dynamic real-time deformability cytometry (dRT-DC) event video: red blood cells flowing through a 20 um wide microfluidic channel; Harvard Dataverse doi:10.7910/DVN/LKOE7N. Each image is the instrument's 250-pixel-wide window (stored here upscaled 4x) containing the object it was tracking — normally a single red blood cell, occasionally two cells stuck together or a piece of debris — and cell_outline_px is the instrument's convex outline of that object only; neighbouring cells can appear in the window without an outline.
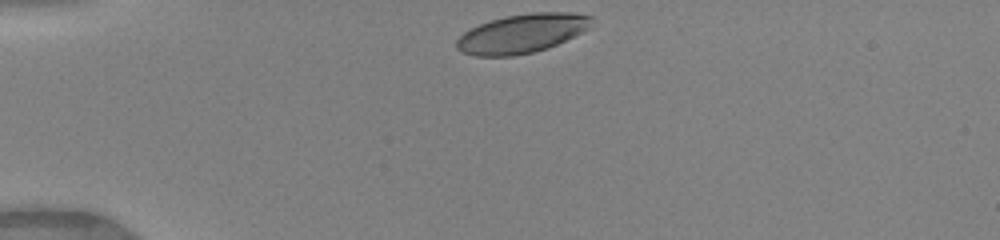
{"species": "human", "species_latin": "Homo sapiens", "temperature_condition": "warm", "stored_images_in_passage": 33, "camera_frame_rate_fps": 3000, "um_per_image_px": 0.085, "donor": {"sex": "female"}, "frame": {"image": 1, "passage_image": 1, "time_ms": 0.0, "image_size_px": [1000, 240], "cell_outline_px": [[592, 20], [588, 28], [556, 44], [532, 52], [512, 56], [476, 56], [460, 52], [456, 48], [456, 40], [468, 28], [504, 16], [532, 12], [568, 12], [592, 16]], "centroid_in_image_um": [44.29, 2.84], "position_along_channel_um": 40.7, "area_um2": 30.35}}
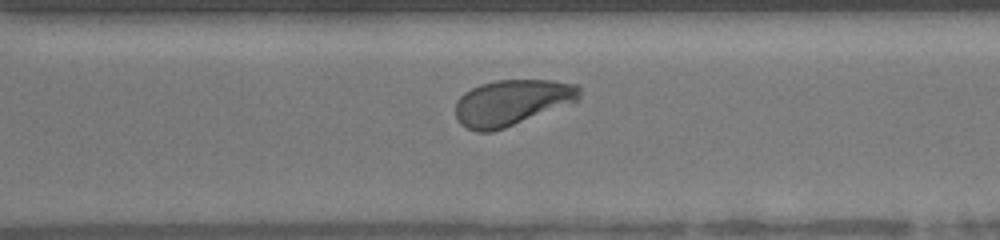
{"frame": {"image": 2, "passage_image": 25, "time_ms": 8.0, "image_size_px": [1000, 240], "cell_outline_px": [[580, 100], [504, 128], [492, 132], [476, 132], [460, 124], [456, 120], [456, 100], [464, 92], [480, 84], [496, 80], [552, 80], [580, 84]], "centroid_in_image_um": [43.5, 8.71], "position_along_channel_um": 327.1, "area_um2": 33.29}}
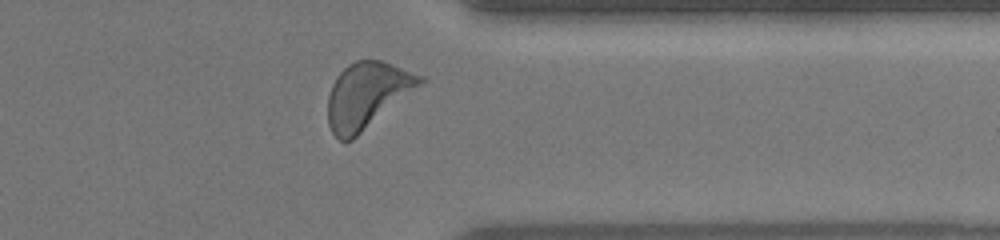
{"frame": {"image": 3, "passage_image": 29, "time_ms": 9.333, "image_size_px": [1000, 240], "cell_outline_px": [[428, 80], [352, 140], [340, 140], [332, 132], [328, 124], [328, 96], [332, 84], [336, 76], [348, 64], [356, 60], [380, 60], [392, 64], [424, 76]], "centroid_in_image_um": [31.21, 8.08], "position_along_channel_um": 380.2, "area_um2": 35.32}, "authors_computed_cell_mechanics": {"area_um2": 33.4084, "velocity_mm_per_s": 4.1149, "shape_relaxation_time_tau1_ms": 2.4708, "shape_relaxation_time_tau2_ms": null, "deformation_change_tau1": 0.1526, "deformation_change_tau2": null}}